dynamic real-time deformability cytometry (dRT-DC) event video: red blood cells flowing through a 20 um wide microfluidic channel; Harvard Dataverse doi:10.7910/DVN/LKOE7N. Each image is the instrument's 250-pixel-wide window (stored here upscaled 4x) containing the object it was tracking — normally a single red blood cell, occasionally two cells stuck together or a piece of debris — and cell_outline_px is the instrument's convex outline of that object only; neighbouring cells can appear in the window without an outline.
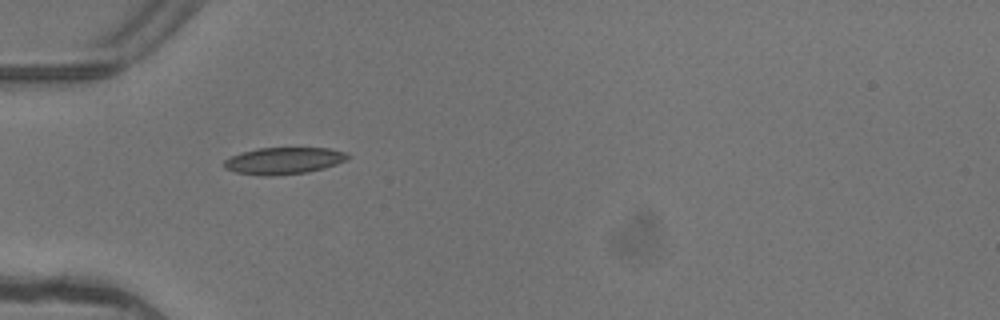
{"species": "common noctule bat (a hibernating species)", "species_latin": "Nyctalus noctula", "temperature_condition": "warm", "stored_images_in_passage": 3, "camera_frame_rate_fps": 3000, "um_per_image_px": 0.085, "animal": {"sex": "female"}, "frame": {"image": 1, "passage_image": 1, "time_ms": 0.0, "image_size_px": [1000, 320], "cell_outline_px": [[352, 156], [336, 164], [324, 168], [308, 172], [268, 176], [264, 176], [236, 172], [224, 168], [224, 160], [232, 156], [244, 152], [260, 148], [332, 148], [348, 152]], "centroid_in_image_um": [24.17, 13.66], "position_along_channel_um": 60.8, "area_um2": 19.25}}
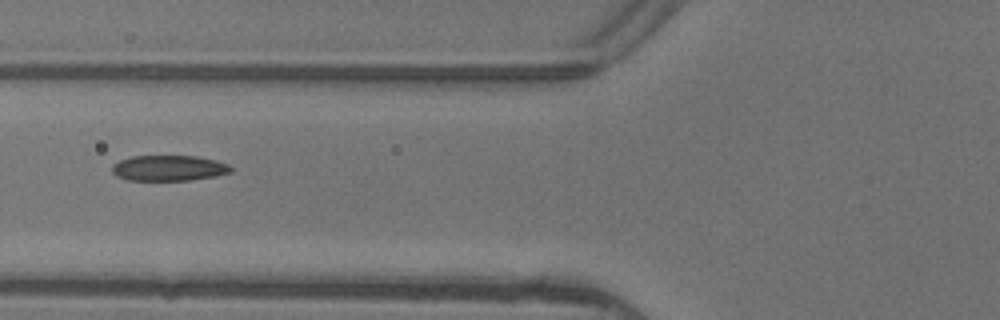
{"frame": {"image": 2, "passage_image": 2, "time_ms": 0.333, "image_size_px": [1000, 320], "cell_outline_px": [[232, 172], [216, 176], [192, 180], [128, 180], [116, 176], [112, 172], [112, 164], [120, 160], [132, 156], [196, 156], [216, 160], [228, 164], [232, 168]], "centroid_in_image_um": [14.35, 14.29], "position_along_channel_um": 111.4, "area_um2": 17.8}}
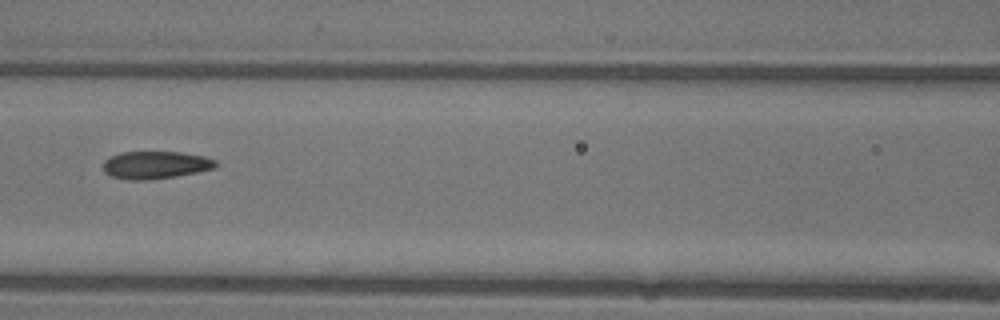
{"frame": {"image": 3, "passage_image": 3, "time_ms": 0.667, "image_size_px": [1000, 320], "cell_outline_px": [[216, 168], [176, 176], [144, 180], [128, 180], [112, 176], [104, 172], [104, 160], [120, 152], [180, 152], [204, 156], [216, 160]], "centroid_in_image_um": [13.22, 14.02], "position_along_channel_um": 153.4, "area_um2": 17.98}}